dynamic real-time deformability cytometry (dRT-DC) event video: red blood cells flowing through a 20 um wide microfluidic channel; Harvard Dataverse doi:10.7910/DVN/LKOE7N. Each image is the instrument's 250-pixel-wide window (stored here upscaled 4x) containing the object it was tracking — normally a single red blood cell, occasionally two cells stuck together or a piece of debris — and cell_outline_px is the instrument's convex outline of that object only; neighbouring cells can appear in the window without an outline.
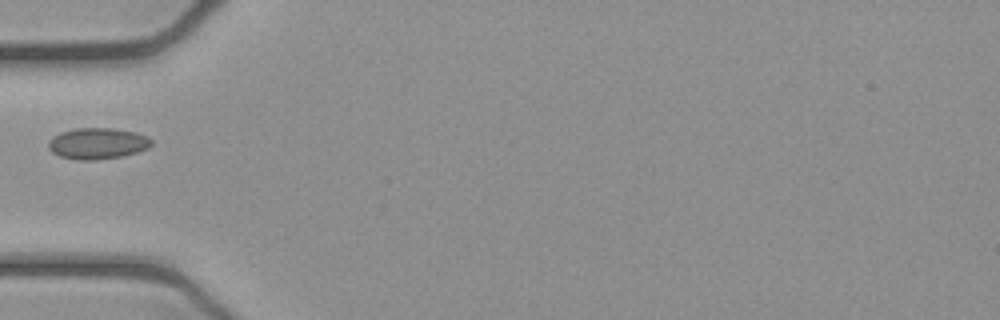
{"species": "common noctule bat (a hibernating species)", "species_latin": "Nyctalus noctula", "temperature_condition": "cold", "stored_images_in_passage": 36, "camera_frame_rate_fps": 3000, "um_per_image_px": 0.085, "animal": {"sex": "female", "body_mass_g": 21.9}, "frame": {"image": 1, "passage_image": 1, "time_ms": 0.0, "image_size_px": [1000, 320], "cell_outline_px": [[152, 144], [148, 148], [136, 152], [120, 156], [96, 160], [76, 160], [60, 156], [52, 152], [48, 148], [48, 140], [52, 136], [60, 132], [76, 128], [112, 128], [136, 132], [148, 136], [152, 140]], "centroid_in_image_um": [8.27, 12.19], "position_along_channel_um": 76.7, "area_um2": 18.84}}
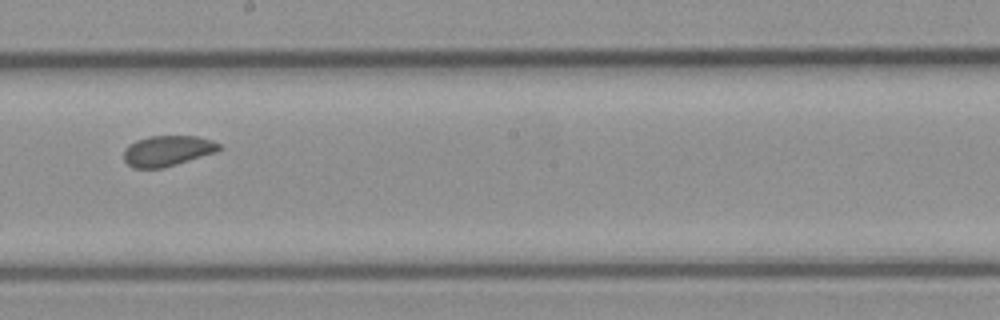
{"frame": {"image": 2, "passage_image": 13, "time_ms": 4.0, "image_size_px": [1000, 320], "cell_outline_px": [[224, 148], [216, 152], [164, 168], [132, 168], [124, 160], [124, 148], [128, 144], [136, 140], [152, 136], [196, 136], [212, 140], [220, 144]], "centroid_in_image_um": [14.24, 12.82], "position_along_channel_um": 234.0, "area_um2": 17.11}}
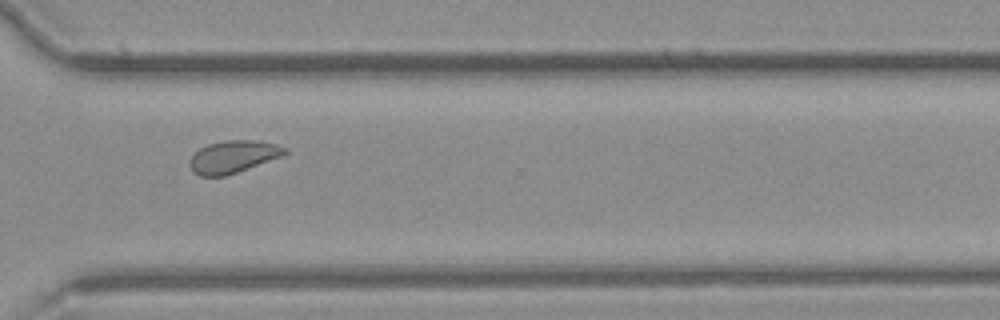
{"frame": {"image": 3, "passage_image": 22, "time_ms": 7.0, "image_size_px": [1000, 320], "cell_outline_px": [[288, 152], [284, 156], [224, 176], [200, 176], [192, 172], [188, 164], [188, 160], [200, 148], [208, 144], [228, 140], [256, 140], [276, 144], [288, 148]], "centroid_in_image_um": [19.82, 13.32], "position_along_channel_um": 350.8, "area_um2": 18.03}}